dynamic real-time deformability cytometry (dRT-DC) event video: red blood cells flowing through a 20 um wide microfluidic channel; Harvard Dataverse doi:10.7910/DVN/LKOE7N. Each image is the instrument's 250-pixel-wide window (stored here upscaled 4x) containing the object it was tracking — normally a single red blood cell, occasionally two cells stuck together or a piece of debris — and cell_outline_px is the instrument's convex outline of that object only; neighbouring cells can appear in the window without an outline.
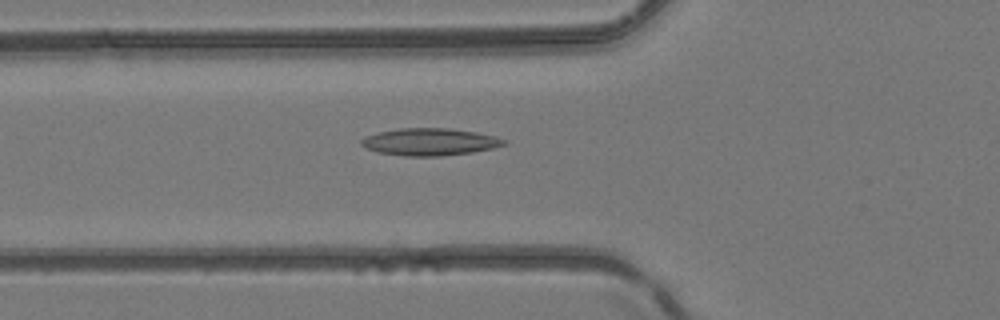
{"species": "common noctule bat (a hibernating species)", "species_latin": "Nyctalus noctula", "temperature_condition": "room temperature", "stored_images_in_passage": 5, "camera_frame_rate_fps": 3000, "um_per_image_px": 0.085, "animal": {"sex": "female", "body_mass_g": 24.6, "forearm_length_mm": 56.2}, "frame": {"image": 1, "passage_image": 5, "time_ms": 5.333, "image_size_px": [1000, 320], "cell_outline_px": [[508, 144], [492, 148], [472, 152], [440, 156], [404, 156], [376, 152], [364, 148], [360, 144], [360, 140], [364, 136], [380, 132], [400, 128], [448, 128], [476, 132], [496, 136], [508, 140]], "centroid_in_image_um": [36.52, 12.06], "position_along_channel_um": 89.3, "area_um2": 22.83}}